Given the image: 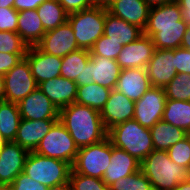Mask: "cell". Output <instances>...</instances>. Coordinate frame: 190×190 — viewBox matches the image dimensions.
Masks as SVG:
<instances>
[{
  "label": "cell",
  "mask_w": 190,
  "mask_h": 190,
  "mask_svg": "<svg viewBox=\"0 0 190 190\" xmlns=\"http://www.w3.org/2000/svg\"><path fill=\"white\" fill-rule=\"evenodd\" d=\"M59 121L70 133L78 149L98 143L108 135L100 112L76 102L59 110Z\"/></svg>",
  "instance_id": "cell-1"
},
{
  "label": "cell",
  "mask_w": 190,
  "mask_h": 190,
  "mask_svg": "<svg viewBox=\"0 0 190 190\" xmlns=\"http://www.w3.org/2000/svg\"><path fill=\"white\" fill-rule=\"evenodd\" d=\"M140 170L153 190H174L178 184L188 181V170L173 162L167 151L153 150L141 162Z\"/></svg>",
  "instance_id": "cell-2"
},
{
  "label": "cell",
  "mask_w": 190,
  "mask_h": 190,
  "mask_svg": "<svg viewBox=\"0 0 190 190\" xmlns=\"http://www.w3.org/2000/svg\"><path fill=\"white\" fill-rule=\"evenodd\" d=\"M107 136L114 147L125 150L140 162L154 150L150 130L135 119L110 128Z\"/></svg>",
  "instance_id": "cell-3"
},
{
  "label": "cell",
  "mask_w": 190,
  "mask_h": 190,
  "mask_svg": "<svg viewBox=\"0 0 190 190\" xmlns=\"http://www.w3.org/2000/svg\"><path fill=\"white\" fill-rule=\"evenodd\" d=\"M105 20L106 9L94 6L68 14L67 22L72 27L79 49L91 50L104 34Z\"/></svg>",
  "instance_id": "cell-4"
},
{
  "label": "cell",
  "mask_w": 190,
  "mask_h": 190,
  "mask_svg": "<svg viewBox=\"0 0 190 190\" xmlns=\"http://www.w3.org/2000/svg\"><path fill=\"white\" fill-rule=\"evenodd\" d=\"M72 166L64 160L45 157L29 152L23 173L47 187L67 183Z\"/></svg>",
  "instance_id": "cell-5"
},
{
  "label": "cell",
  "mask_w": 190,
  "mask_h": 190,
  "mask_svg": "<svg viewBox=\"0 0 190 190\" xmlns=\"http://www.w3.org/2000/svg\"><path fill=\"white\" fill-rule=\"evenodd\" d=\"M112 143L107 136L104 140L79 148L72 165L75 173L103 179V175L111 163Z\"/></svg>",
  "instance_id": "cell-6"
},
{
  "label": "cell",
  "mask_w": 190,
  "mask_h": 190,
  "mask_svg": "<svg viewBox=\"0 0 190 190\" xmlns=\"http://www.w3.org/2000/svg\"><path fill=\"white\" fill-rule=\"evenodd\" d=\"M78 150L70 133L57 120L40 141L34 152L45 157L64 160L72 166Z\"/></svg>",
  "instance_id": "cell-7"
},
{
  "label": "cell",
  "mask_w": 190,
  "mask_h": 190,
  "mask_svg": "<svg viewBox=\"0 0 190 190\" xmlns=\"http://www.w3.org/2000/svg\"><path fill=\"white\" fill-rule=\"evenodd\" d=\"M3 77L5 84V101L7 102L18 104L38 87L25 57Z\"/></svg>",
  "instance_id": "cell-8"
},
{
  "label": "cell",
  "mask_w": 190,
  "mask_h": 190,
  "mask_svg": "<svg viewBox=\"0 0 190 190\" xmlns=\"http://www.w3.org/2000/svg\"><path fill=\"white\" fill-rule=\"evenodd\" d=\"M166 105V93L164 88L151 87L137 101H135L134 117L140 125L150 129L162 120Z\"/></svg>",
  "instance_id": "cell-9"
},
{
  "label": "cell",
  "mask_w": 190,
  "mask_h": 190,
  "mask_svg": "<svg viewBox=\"0 0 190 190\" xmlns=\"http://www.w3.org/2000/svg\"><path fill=\"white\" fill-rule=\"evenodd\" d=\"M36 46L41 51L60 58L79 49L72 27L68 22L55 29L46 31Z\"/></svg>",
  "instance_id": "cell-10"
},
{
  "label": "cell",
  "mask_w": 190,
  "mask_h": 190,
  "mask_svg": "<svg viewBox=\"0 0 190 190\" xmlns=\"http://www.w3.org/2000/svg\"><path fill=\"white\" fill-rule=\"evenodd\" d=\"M146 72L153 87L165 88L177 75L174 49H157L146 65Z\"/></svg>",
  "instance_id": "cell-11"
},
{
  "label": "cell",
  "mask_w": 190,
  "mask_h": 190,
  "mask_svg": "<svg viewBox=\"0 0 190 190\" xmlns=\"http://www.w3.org/2000/svg\"><path fill=\"white\" fill-rule=\"evenodd\" d=\"M21 118L28 120H59V110L37 87L18 103Z\"/></svg>",
  "instance_id": "cell-12"
},
{
  "label": "cell",
  "mask_w": 190,
  "mask_h": 190,
  "mask_svg": "<svg viewBox=\"0 0 190 190\" xmlns=\"http://www.w3.org/2000/svg\"><path fill=\"white\" fill-rule=\"evenodd\" d=\"M154 51L151 37L142 34L136 41L123 46L116 61L121 69L146 68Z\"/></svg>",
  "instance_id": "cell-13"
},
{
  "label": "cell",
  "mask_w": 190,
  "mask_h": 190,
  "mask_svg": "<svg viewBox=\"0 0 190 190\" xmlns=\"http://www.w3.org/2000/svg\"><path fill=\"white\" fill-rule=\"evenodd\" d=\"M135 102L116 89H112L105 106L100 111L104 127L108 131L119 123L133 119Z\"/></svg>",
  "instance_id": "cell-14"
},
{
  "label": "cell",
  "mask_w": 190,
  "mask_h": 190,
  "mask_svg": "<svg viewBox=\"0 0 190 190\" xmlns=\"http://www.w3.org/2000/svg\"><path fill=\"white\" fill-rule=\"evenodd\" d=\"M25 58L37 84L60 76L62 58L43 52L37 46L28 47Z\"/></svg>",
  "instance_id": "cell-15"
},
{
  "label": "cell",
  "mask_w": 190,
  "mask_h": 190,
  "mask_svg": "<svg viewBox=\"0 0 190 190\" xmlns=\"http://www.w3.org/2000/svg\"><path fill=\"white\" fill-rule=\"evenodd\" d=\"M28 151L14 141L8 142L0 152V185H11L23 172Z\"/></svg>",
  "instance_id": "cell-16"
},
{
  "label": "cell",
  "mask_w": 190,
  "mask_h": 190,
  "mask_svg": "<svg viewBox=\"0 0 190 190\" xmlns=\"http://www.w3.org/2000/svg\"><path fill=\"white\" fill-rule=\"evenodd\" d=\"M38 88L61 110L75 102L78 86L73 80L57 76L41 82Z\"/></svg>",
  "instance_id": "cell-17"
},
{
  "label": "cell",
  "mask_w": 190,
  "mask_h": 190,
  "mask_svg": "<svg viewBox=\"0 0 190 190\" xmlns=\"http://www.w3.org/2000/svg\"><path fill=\"white\" fill-rule=\"evenodd\" d=\"M151 87L146 68H128L121 70L115 89L135 102Z\"/></svg>",
  "instance_id": "cell-18"
},
{
  "label": "cell",
  "mask_w": 190,
  "mask_h": 190,
  "mask_svg": "<svg viewBox=\"0 0 190 190\" xmlns=\"http://www.w3.org/2000/svg\"><path fill=\"white\" fill-rule=\"evenodd\" d=\"M151 7L144 0H116L107 11L111 15L145 29Z\"/></svg>",
  "instance_id": "cell-19"
},
{
  "label": "cell",
  "mask_w": 190,
  "mask_h": 190,
  "mask_svg": "<svg viewBox=\"0 0 190 190\" xmlns=\"http://www.w3.org/2000/svg\"><path fill=\"white\" fill-rule=\"evenodd\" d=\"M57 120H28L21 118L14 140L28 152H34L40 141Z\"/></svg>",
  "instance_id": "cell-20"
},
{
  "label": "cell",
  "mask_w": 190,
  "mask_h": 190,
  "mask_svg": "<svg viewBox=\"0 0 190 190\" xmlns=\"http://www.w3.org/2000/svg\"><path fill=\"white\" fill-rule=\"evenodd\" d=\"M140 165V161L112 144L111 163L107 167L102 180L107 186H110L115 181L139 171Z\"/></svg>",
  "instance_id": "cell-21"
},
{
  "label": "cell",
  "mask_w": 190,
  "mask_h": 190,
  "mask_svg": "<svg viewBox=\"0 0 190 190\" xmlns=\"http://www.w3.org/2000/svg\"><path fill=\"white\" fill-rule=\"evenodd\" d=\"M168 25H188L182 19V11L176 1L152 7L149 11L148 22L143 34L151 37L156 32V26Z\"/></svg>",
  "instance_id": "cell-22"
},
{
  "label": "cell",
  "mask_w": 190,
  "mask_h": 190,
  "mask_svg": "<svg viewBox=\"0 0 190 190\" xmlns=\"http://www.w3.org/2000/svg\"><path fill=\"white\" fill-rule=\"evenodd\" d=\"M89 68L94 83L115 89L122 70L116 60L90 55Z\"/></svg>",
  "instance_id": "cell-23"
},
{
  "label": "cell",
  "mask_w": 190,
  "mask_h": 190,
  "mask_svg": "<svg viewBox=\"0 0 190 190\" xmlns=\"http://www.w3.org/2000/svg\"><path fill=\"white\" fill-rule=\"evenodd\" d=\"M142 34L143 30L141 28L111 15L106 9L104 36L124 46L136 41Z\"/></svg>",
  "instance_id": "cell-24"
},
{
  "label": "cell",
  "mask_w": 190,
  "mask_h": 190,
  "mask_svg": "<svg viewBox=\"0 0 190 190\" xmlns=\"http://www.w3.org/2000/svg\"><path fill=\"white\" fill-rule=\"evenodd\" d=\"M45 33L46 31L36 9L18 12L17 34L28 47L36 46Z\"/></svg>",
  "instance_id": "cell-25"
},
{
  "label": "cell",
  "mask_w": 190,
  "mask_h": 190,
  "mask_svg": "<svg viewBox=\"0 0 190 190\" xmlns=\"http://www.w3.org/2000/svg\"><path fill=\"white\" fill-rule=\"evenodd\" d=\"M154 150L167 151L172 145L187 136V133L164 120H160L150 129Z\"/></svg>",
  "instance_id": "cell-26"
},
{
  "label": "cell",
  "mask_w": 190,
  "mask_h": 190,
  "mask_svg": "<svg viewBox=\"0 0 190 190\" xmlns=\"http://www.w3.org/2000/svg\"><path fill=\"white\" fill-rule=\"evenodd\" d=\"M90 59V51L77 49L62 58L60 76L82 86V72Z\"/></svg>",
  "instance_id": "cell-27"
},
{
  "label": "cell",
  "mask_w": 190,
  "mask_h": 190,
  "mask_svg": "<svg viewBox=\"0 0 190 190\" xmlns=\"http://www.w3.org/2000/svg\"><path fill=\"white\" fill-rule=\"evenodd\" d=\"M188 25L156 26V32L151 36L157 49H176L181 47Z\"/></svg>",
  "instance_id": "cell-28"
},
{
  "label": "cell",
  "mask_w": 190,
  "mask_h": 190,
  "mask_svg": "<svg viewBox=\"0 0 190 190\" xmlns=\"http://www.w3.org/2000/svg\"><path fill=\"white\" fill-rule=\"evenodd\" d=\"M111 91V89L94 82L85 86H78L75 102L100 112L105 106Z\"/></svg>",
  "instance_id": "cell-29"
},
{
  "label": "cell",
  "mask_w": 190,
  "mask_h": 190,
  "mask_svg": "<svg viewBox=\"0 0 190 190\" xmlns=\"http://www.w3.org/2000/svg\"><path fill=\"white\" fill-rule=\"evenodd\" d=\"M162 120L186 133L190 131V101L166 99Z\"/></svg>",
  "instance_id": "cell-30"
},
{
  "label": "cell",
  "mask_w": 190,
  "mask_h": 190,
  "mask_svg": "<svg viewBox=\"0 0 190 190\" xmlns=\"http://www.w3.org/2000/svg\"><path fill=\"white\" fill-rule=\"evenodd\" d=\"M20 120L17 103L0 101V133L8 142L15 140Z\"/></svg>",
  "instance_id": "cell-31"
},
{
  "label": "cell",
  "mask_w": 190,
  "mask_h": 190,
  "mask_svg": "<svg viewBox=\"0 0 190 190\" xmlns=\"http://www.w3.org/2000/svg\"><path fill=\"white\" fill-rule=\"evenodd\" d=\"M36 10L45 31L55 29L67 22L68 13L58 0H46Z\"/></svg>",
  "instance_id": "cell-32"
},
{
  "label": "cell",
  "mask_w": 190,
  "mask_h": 190,
  "mask_svg": "<svg viewBox=\"0 0 190 190\" xmlns=\"http://www.w3.org/2000/svg\"><path fill=\"white\" fill-rule=\"evenodd\" d=\"M164 90L166 99L190 101V74H177Z\"/></svg>",
  "instance_id": "cell-33"
},
{
  "label": "cell",
  "mask_w": 190,
  "mask_h": 190,
  "mask_svg": "<svg viewBox=\"0 0 190 190\" xmlns=\"http://www.w3.org/2000/svg\"><path fill=\"white\" fill-rule=\"evenodd\" d=\"M109 187L110 190H153L151 182L141 170L115 181Z\"/></svg>",
  "instance_id": "cell-34"
},
{
  "label": "cell",
  "mask_w": 190,
  "mask_h": 190,
  "mask_svg": "<svg viewBox=\"0 0 190 190\" xmlns=\"http://www.w3.org/2000/svg\"><path fill=\"white\" fill-rule=\"evenodd\" d=\"M123 45L111 40L109 37L102 35L90 50L91 56L104 57L116 60L121 52Z\"/></svg>",
  "instance_id": "cell-35"
},
{
  "label": "cell",
  "mask_w": 190,
  "mask_h": 190,
  "mask_svg": "<svg viewBox=\"0 0 190 190\" xmlns=\"http://www.w3.org/2000/svg\"><path fill=\"white\" fill-rule=\"evenodd\" d=\"M72 190H110L102 179L75 173L72 169L69 175Z\"/></svg>",
  "instance_id": "cell-36"
},
{
  "label": "cell",
  "mask_w": 190,
  "mask_h": 190,
  "mask_svg": "<svg viewBox=\"0 0 190 190\" xmlns=\"http://www.w3.org/2000/svg\"><path fill=\"white\" fill-rule=\"evenodd\" d=\"M27 50L28 46L17 33L0 31L1 53L26 54Z\"/></svg>",
  "instance_id": "cell-37"
},
{
  "label": "cell",
  "mask_w": 190,
  "mask_h": 190,
  "mask_svg": "<svg viewBox=\"0 0 190 190\" xmlns=\"http://www.w3.org/2000/svg\"><path fill=\"white\" fill-rule=\"evenodd\" d=\"M167 153L169 158L177 165L184 167L186 170L190 168V140L187 136L172 145Z\"/></svg>",
  "instance_id": "cell-38"
},
{
  "label": "cell",
  "mask_w": 190,
  "mask_h": 190,
  "mask_svg": "<svg viewBox=\"0 0 190 190\" xmlns=\"http://www.w3.org/2000/svg\"><path fill=\"white\" fill-rule=\"evenodd\" d=\"M18 11L14 8L0 7V31H10L17 33Z\"/></svg>",
  "instance_id": "cell-39"
},
{
  "label": "cell",
  "mask_w": 190,
  "mask_h": 190,
  "mask_svg": "<svg viewBox=\"0 0 190 190\" xmlns=\"http://www.w3.org/2000/svg\"><path fill=\"white\" fill-rule=\"evenodd\" d=\"M14 190H48L49 187L31 179L23 172L20 173L11 184Z\"/></svg>",
  "instance_id": "cell-40"
},
{
  "label": "cell",
  "mask_w": 190,
  "mask_h": 190,
  "mask_svg": "<svg viewBox=\"0 0 190 190\" xmlns=\"http://www.w3.org/2000/svg\"><path fill=\"white\" fill-rule=\"evenodd\" d=\"M175 69L177 74H190V50L182 47L174 49Z\"/></svg>",
  "instance_id": "cell-41"
},
{
  "label": "cell",
  "mask_w": 190,
  "mask_h": 190,
  "mask_svg": "<svg viewBox=\"0 0 190 190\" xmlns=\"http://www.w3.org/2000/svg\"><path fill=\"white\" fill-rule=\"evenodd\" d=\"M24 57L25 54L0 52V75L4 76Z\"/></svg>",
  "instance_id": "cell-42"
},
{
  "label": "cell",
  "mask_w": 190,
  "mask_h": 190,
  "mask_svg": "<svg viewBox=\"0 0 190 190\" xmlns=\"http://www.w3.org/2000/svg\"><path fill=\"white\" fill-rule=\"evenodd\" d=\"M65 11L70 14L93 6L92 0H58Z\"/></svg>",
  "instance_id": "cell-43"
},
{
  "label": "cell",
  "mask_w": 190,
  "mask_h": 190,
  "mask_svg": "<svg viewBox=\"0 0 190 190\" xmlns=\"http://www.w3.org/2000/svg\"><path fill=\"white\" fill-rule=\"evenodd\" d=\"M46 0H15L14 9L16 11L37 9Z\"/></svg>",
  "instance_id": "cell-44"
},
{
  "label": "cell",
  "mask_w": 190,
  "mask_h": 190,
  "mask_svg": "<svg viewBox=\"0 0 190 190\" xmlns=\"http://www.w3.org/2000/svg\"><path fill=\"white\" fill-rule=\"evenodd\" d=\"M182 11V19L190 24V0H176Z\"/></svg>",
  "instance_id": "cell-45"
},
{
  "label": "cell",
  "mask_w": 190,
  "mask_h": 190,
  "mask_svg": "<svg viewBox=\"0 0 190 190\" xmlns=\"http://www.w3.org/2000/svg\"><path fill=\"white\" fill-rule=\"evenodd\" d=\"M93 83V78L91 77L90 68H89V61L82 72V86L88 85Z\"/></svg>",
  "instance_id": "cell-46"
},
{
  "label": "cell",
  "mask_w": 190,
  "mask_h": 190,
  "mask_svg": "<svg viewBox=\"0 0 190 190\" xmlns=\"http://www.w3.org/2000/svg\"><path fill=\"white\" fill-rule=\"evenodd\" d=\"M176 0H144L146 4H148L151 8L156 6H162L164 4L172 3Z\"/></svg>",
  "instance_id": "cell-47"
},
{
  "label": "cell",
  "mask_w": 190,
  "mask_h": 190,
  "mask_svg": "<svg viewBox=\"0 0 190 190\" xmlns=\"http://www.w3.org/2000/svg\"><path fill=\"white\" fill-rule=\"evenodd\" d=\"M116 0H92L94 7L107 9Z\"/></svg>",
  "instance_id": "cell-48"
},
{
  "label": "cell",
  "mask_w": 190,
  "mask_h": 190,
  "mask_svg": "<svg viewBox=\"0 0 190 190\" xmlns=\"http://www.w3.org/2000/svg\"><path fill=\"white\" fill-rule=\"evenodd\" d=\"M181 47L190 50V28L189 27L187 28V31L184 34Z\"/></svg>",
  "instance_id": "cell-49"
},
{
  "label": "cell",
  "mask_w": 190,
  "mask_h": 190,
  "mask_svg": "<svg viewBox=\"0 0 190 190\" xmlns=\"http://www.w3.org/2000/svg\"><path fill=\"white\" fill-rule=\"evenodd\" d=\"M48 190H72V188L70 182L68 181L67 183L49 187Z\"/></svg>",
  "instance_id": "cell-50"
},
{
  "label": "cell",
  "mask_w": 190,
  "mask_h": 190,
  "mask_svg": "<svg viewBox=\"0 0 190 190\" xmlns=\"http://www.w3.org/2000/svg\"><path fill=\"white\" fill-rule=\"evenodd\" d=\"M0 101H5V84L2 75H0Z\"/></svg>",
  "instance_id": "cell-51"
},
{
  "label": "cell",
  "mask_w": 190,
  "mask_h": 190,
  "mask_svg": "<svg viewBox=\"0 0 190 190\" xmlns=\"http://www.w3.org/2000/svg\"><path fill=\"white\" fill-rule=\"evenodd\" d=\"M15 0H0L1 8H13Z\"/></svg>",
  "instance_id": "cell-52"
},
{
  "label": "cell",
  "mask_w": 190,
  "mask_h": 190,
  "mask_svg": "<svg viewBox=\"0 0 190 190\" xmlns=\"http://www.w3.org/2000/svg\"><path fill=\"white\" fill-rule=\"evenodd\" d=\"M174 190H190V182L180 183Z\"/></svg>",
  "instance_id": "cell-53"
},
{
  "label": "cell",
  "mask_w": 190,
  "mask_h": 190,
  "mask_svg": "<svg viewBox=\"0 0 190 190\" xmlns=\"http://www.w3.org/2000/svg\"><path fill=\"white\" fill-rule=\"evenodd\" d=\"M8 143V141L2 136L0 133V152L4 148V146Z\"/></svg>",
  "instance_id": "cell-54"
},
{
  "label": "cell",
  "mask_w": 190,
  "mask_h": 190,
  "mask_svg": "<svg viewBox=\"0 0 190 190\" xmlns=\"http://www.w3.org/2000/svg\"><path fill=\"white\" fill-rule=\"evenodd\" d=\"M0 190H14L11 185H0Z\"/></svg>",
  "instance_id": "cell-55"
},
{
  "label": "cell",
  "mask_w": 190,
  "mask_h": 190,
  "mask_svg": "<svg viewBox=\"0 0 190 190\" xmlns=\"http://www.w3.org/2000/svg\"><path fill=\"white\" fill-rule=\"evenodd\" d=\"M188 181L190 182V168L188 169Z\"/></svg>",
  "instance_id": "cell-56"
},
{
  "label": "cell",
  "mask_w": 190,
  "mask_h": 190,
  "mask_svg": "<svg viewBox=\"0 0 190 190\" xmlns=\"http://www.w3.org/2000/svg\"><path fill=\"white\" fill-rule=\"evenodd\" d=\"M187 137H188L189 140H190V131L187 132Z\"/></svg>",
  "instance_id": "cell-57"
}]
</instances>
